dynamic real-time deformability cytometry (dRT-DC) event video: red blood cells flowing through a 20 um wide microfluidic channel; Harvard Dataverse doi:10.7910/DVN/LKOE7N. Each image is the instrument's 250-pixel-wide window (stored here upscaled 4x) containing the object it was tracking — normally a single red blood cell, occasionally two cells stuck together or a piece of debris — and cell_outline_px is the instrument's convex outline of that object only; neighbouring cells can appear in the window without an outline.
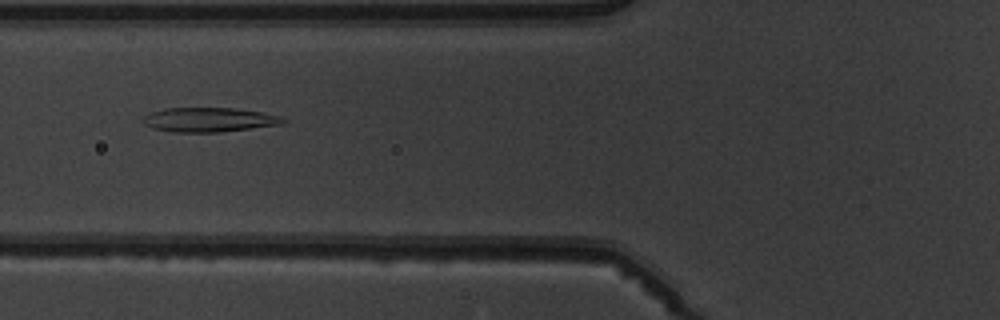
{"species": "common noctule bat (a hibernating species)", "species_latin": "Nyctalus noctula", "temperature_condition": "warm", "stored_images_in_passage": 5, "camera_frame_rate_fps": 3000, "um_per_image_px": 0.085, "animal": {"sex": "male", "body_mass_g": 19.5, "forearm_length_mm": 54.6}, "frame": {"image": 1, "passage_image": 2, "time_ms": 1.333, "image_size_px": [1000, 320], "cell_outline_px": [[288, 120], [280, 124], [252, 128], [220, 132], [172, 132], [152, 128], [144, 124], [140, 120], [148, 112], [164, 108], [236, 108], [260, 112], [280, 116]], "centroid_in_image_um": [17.7, 10.17], "position_along_channel_um": 108.1, "area_um2": 20.0}}
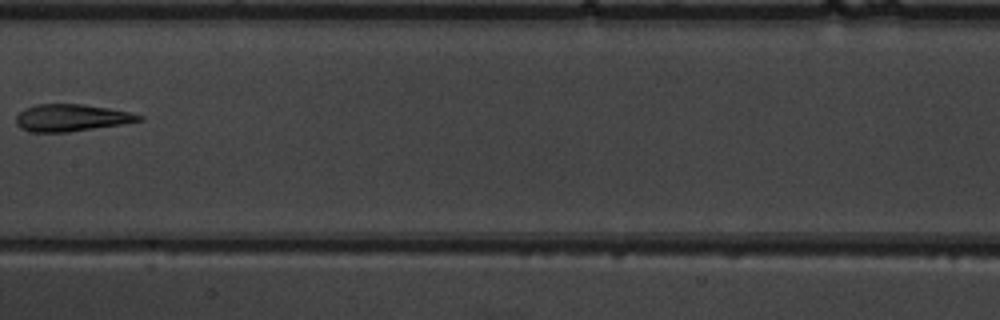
{"frame": {"image": 2, "passage_image": 4, "time_ms": 3.667, "image_size_px": [1000, 320], "cell_outline_px": [[144, 120], [120, 124], [68, 132], [32, 132], [20, 128], [16, 124], [16, 116], [24, 108], [36, 104], [84, 104], [108, 108], [128, 112], [144, 116]], "centroid_in_image_um": [6.03, 10.0], "position_along_channel_um": 201.4, "area_um2": 19.31}}
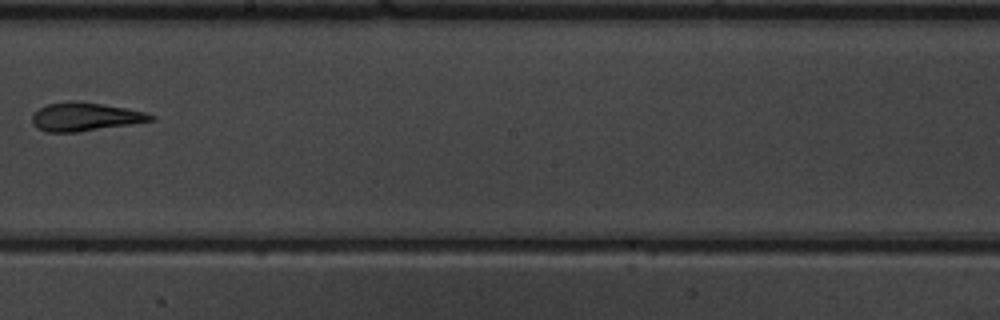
{"frame": {"image": 3, "passage_image": 5, "time_ms": 4.667, "image_size_px": [1000, 320], "cell_outline_px": [[156, 120], [132, 124], [76, 132], [48, 132], [36, 128], [32, 124], [32, 116], [40, 108], [48, 104], [100, 104], [128, 108], [144, 112], [156, 116]], "centroid_in_image_um": [7.29, 9.98], "position_along_channel_um": 240.9, "area_um2": 18.84}}